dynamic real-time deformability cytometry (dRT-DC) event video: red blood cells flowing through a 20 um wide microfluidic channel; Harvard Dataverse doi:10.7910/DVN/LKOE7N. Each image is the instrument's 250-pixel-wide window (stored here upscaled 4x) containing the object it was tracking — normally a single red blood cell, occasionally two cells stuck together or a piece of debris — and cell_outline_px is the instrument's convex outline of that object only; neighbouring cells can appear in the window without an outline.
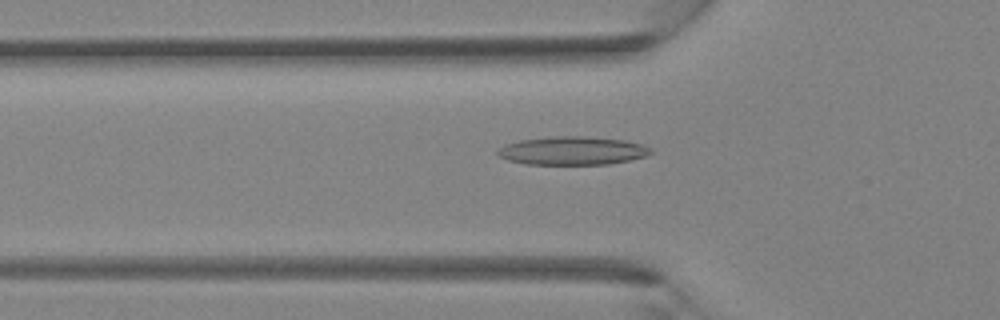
{"species": "Egyptian fruit bat (a non-hibernating species)", "species_latin": "Rousettus aegyptiacus", "temperature_condition": "room temperature", "stored_images_in_passage": 41, "camera_frame_rate_fps": 3000, "um_per_image_px": 0.085, "animal": {"sex": "female"}, "frame": {"image": 1, "passage_image": 14, "time_ms": 4.333, "image_size_px": [1000, 320], "cell_outline_px": [[652, 152], [644, 156], [628, 160], [608, 164], [524, 164], [508, 160], [500, 156], [496, 152], [504, 144], [520, 140], [552, 136], [584, 136], [624, 140], [644, 144], [652, 148]], "centroid_in_image_um": [48.65, 12.8], "position_along_channel_um": 77.1, "area_um2": 25.26}}
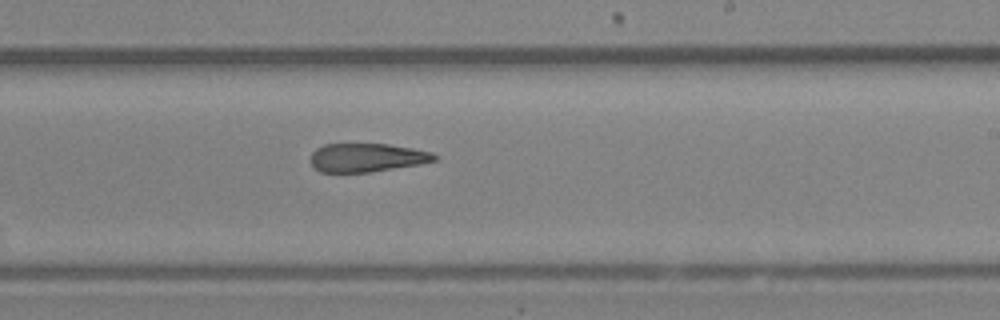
{"frame": {"image": 2, "passage_image": 25, "time_ms": 8.0, "image_size_px": [1000, 320], "cell_outline_px": [[440, 156], [436, 160], [420, 164], [372, 172], [320, 172], [312, 164], [312, 152], [316, 148], [324, 144], [388, 144], [412, 148], [432, 152]], "centroid_in_image_um": [31.22, 13.39], "position_along_channel_um": 257.8, "area_um2": 20.63}}
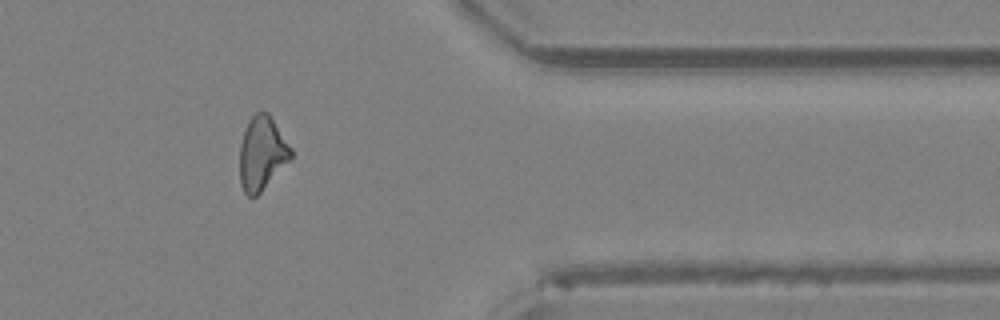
{"frame": {"image": 3, "passage_image": 34, "time_ms": 11.0, "image_size_px": [1000, 320], "cell_outline_px": [[292, 156], [260, 192], [256, 196], [248, 196], [244, 192], [240, 184], [240, 144], [248, 120], [256, 112], [268, 112], [292, 148]], "centroid_in_image_um": [22.25, 13.01], "position_along_channel_um": 389.2, "area_um2": 21.62}}